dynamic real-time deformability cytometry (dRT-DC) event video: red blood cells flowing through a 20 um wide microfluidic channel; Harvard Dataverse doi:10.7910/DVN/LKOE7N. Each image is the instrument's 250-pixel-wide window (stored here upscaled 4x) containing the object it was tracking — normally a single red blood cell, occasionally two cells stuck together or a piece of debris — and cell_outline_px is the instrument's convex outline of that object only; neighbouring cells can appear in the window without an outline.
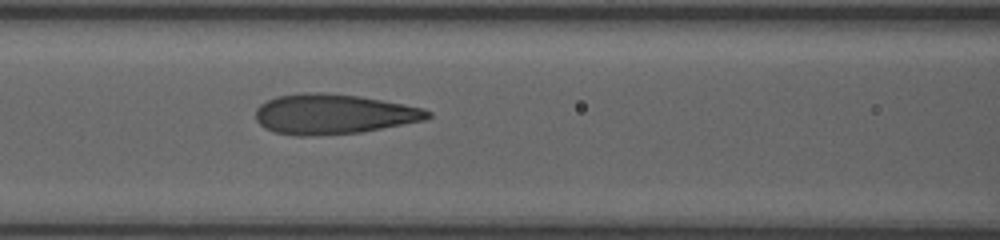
{"species": "human", "species_latin": "Homo sapiens", "temperature_condition": "room temperature", "stored_images_in_passage": 7, "segment_of_instrument_passage": [1, 2], "camera_frame_rate_fps": 3000, "um_per_image_px": 0.085, "donor": {"sex": "female"}, "frame": {"image": 1, "passage_image": 6, "time_ms": 5.0, "image_size_px": [1000, 240], "cell_outline_px": [[432, 116], [424, 120], [360, 132], [312, 136], [296, 136], [272, 132], [264, 128], [256, 120], [256, 108], [260, 104], [276, 96], [304, 92], [320, 92], [360, 96], [404, 104], [424, 108], [432, 112]], "centroid_in_image_um": [28.31, 9.7], "position_along_channel_um": 138.3, "area_um2": 40.29}}